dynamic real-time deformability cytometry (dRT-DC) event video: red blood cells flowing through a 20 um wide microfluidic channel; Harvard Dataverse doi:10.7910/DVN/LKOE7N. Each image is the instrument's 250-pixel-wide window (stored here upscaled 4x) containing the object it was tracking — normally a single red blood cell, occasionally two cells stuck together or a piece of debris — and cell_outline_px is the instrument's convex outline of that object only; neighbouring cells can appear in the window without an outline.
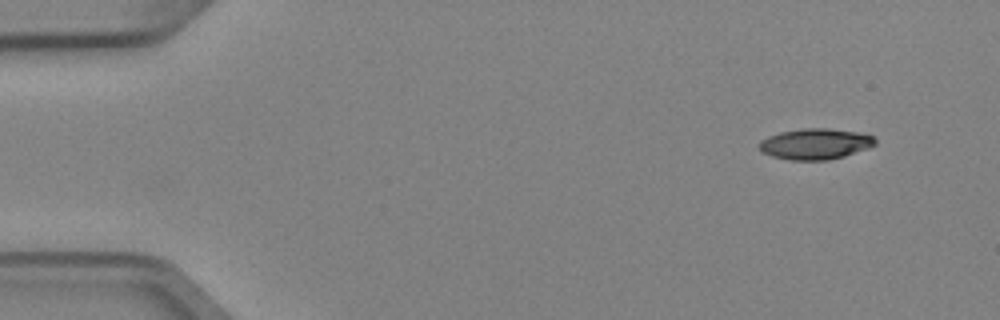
{"species": "Egyptian fruit bat (a non-hibernating species)", "species_latin": "Rousettus aegyptiacus", "temperature_condition": "cold", "stored_images_in_passage": 4, "camera_frame_rate_fps": 3000, "um_per_image_px": 0.085, "animal": {"sex": "female"}, "frame": {"image": 1, "passage_image": 1, "time_ms": 0.0, "image_size_px": [1000, 320], "cell_outline_px": [[876, 144], [868, 148], [844, 156], [828, 160], [788, 160], [772, 156], [764, 152], [760, 148], [760, 140], [768, 136], [780, 132], [804, 128], [828, 128], [860, 132], [876, 136]], "centroid_in_image_um": [69.34, 12.22], "position_along_channel_um": 15.7, "area_um2": 20.92}}
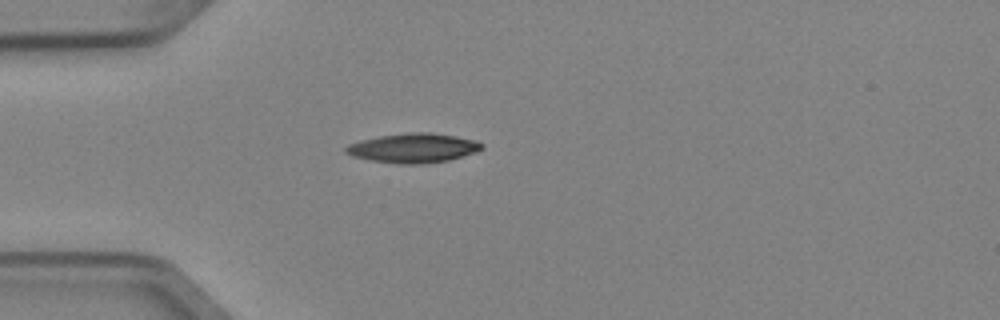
{"frame": {"image": 2, "passage_image": 4, "time_ms": 1.0, "image_size_px": [1000, 320], "cell_outline_px": [[484, 148], [476, 152], [448, 160], [424, 164], [400, 164], [372, 160], [352, 156], [344, 152], [344, 148], [348, 144], [360, 140], [380, 136], [408, 132], [428, 132], [456, 136], [476, 140], [484, 144]], "centroid_in_image_um": [35.14, 12.58], "position_along_channel_um": 49.9, "area_um2": 23.35}}